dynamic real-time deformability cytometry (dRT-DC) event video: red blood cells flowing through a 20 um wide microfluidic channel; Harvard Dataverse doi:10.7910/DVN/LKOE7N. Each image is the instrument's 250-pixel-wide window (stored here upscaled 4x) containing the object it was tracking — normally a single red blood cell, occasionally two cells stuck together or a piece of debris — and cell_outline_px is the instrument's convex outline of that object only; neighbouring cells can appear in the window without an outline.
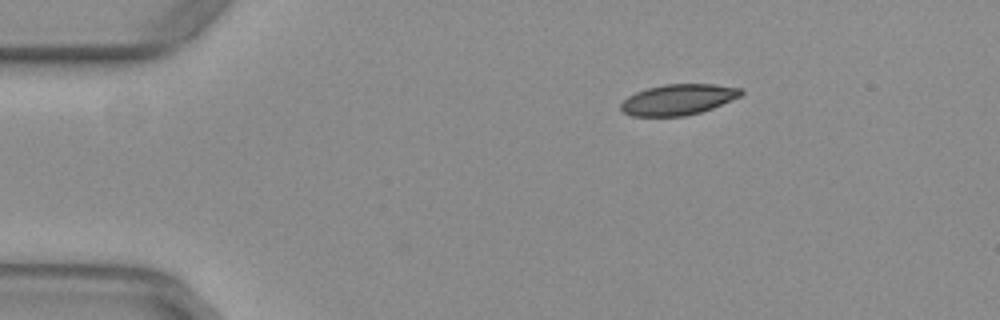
{"species": "common noctule bat (a hibernating species)", "species_latin": "Nyctalus noctula", "temperature_condition": "warm", "stored_images_in_passage": 43, "camera_frame_rate_fps": 3000, "um_per_image_px": 0.085, "animal": {"sex": "female", "body_mass_g": 29.2, "forearm_length_mm": 56.3}, "frame": {"image": 1, "passage_image": 1, "time_ms": 0.0, "image_size_px": [1000, 320], "cell_outline_px": [[744, 92], [740, 96], [712, 108], [700, 112], [684, 116], [632, 116], [624, 112], [620, 108], [620, 104], [628, 96], [636, 92], [648, 88], [664, 84], [712, 84], [740, 88]], "centroid_in_image_um": [57.62, 8.46], "position_along_channel_um": 27.4, "area_um2": 21.33}}
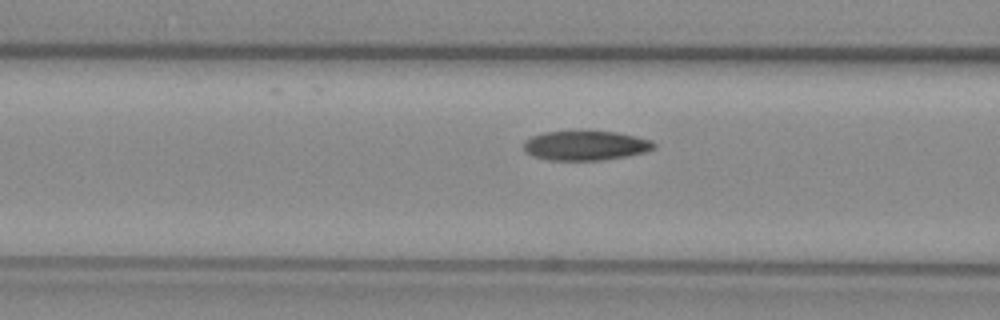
{"frame": {"image": 2, "passage_image": 13, "time_ms": 4.0, "image_size_px": [1000, 320], "cell_outline_px": [[656, 148], [644, 152], [624, 156], [600, 160], [548, 160], [532, 156], [524, 152], [524, 140], [532, 136], [544, 132], [616, 132], [636, 136], [652, 140], [656, 144]], "centroid_in_image_um": [49.75, 12.38], "position_along_channel_um": 116.8, "area_um2": 22.25}}
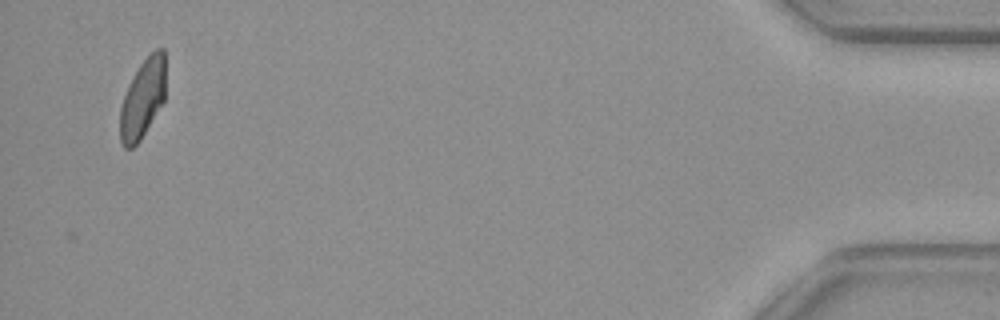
{"frame": {"image": 3, "passage_image": 43, "time_ms": 14.0, "image_size_px": [1000, 320], "cell_outline_px": [[164, 100], [140, 140], [132, 148], [124, 148], [120, 140], [120, 108], [128, 84], [132, 76], [140, 64], [156, 48], [164, 48]], "centroid_in_image_um": [12.1, 8.38], "position_along_channel_um": 423.1, "area_um2": 20.69}, "authors_computed_cell_mechanics": {"area_um2": 22.542, "velocity_mm_per_s": 3.9227, "shape_relaxation_time_tau1_ms": 7.1543, "shape_relaxation_time_tau2_ms": 2.4233, "deformation_change_tau1": 0.1852, "deformation_change_tau2": 0.074}}